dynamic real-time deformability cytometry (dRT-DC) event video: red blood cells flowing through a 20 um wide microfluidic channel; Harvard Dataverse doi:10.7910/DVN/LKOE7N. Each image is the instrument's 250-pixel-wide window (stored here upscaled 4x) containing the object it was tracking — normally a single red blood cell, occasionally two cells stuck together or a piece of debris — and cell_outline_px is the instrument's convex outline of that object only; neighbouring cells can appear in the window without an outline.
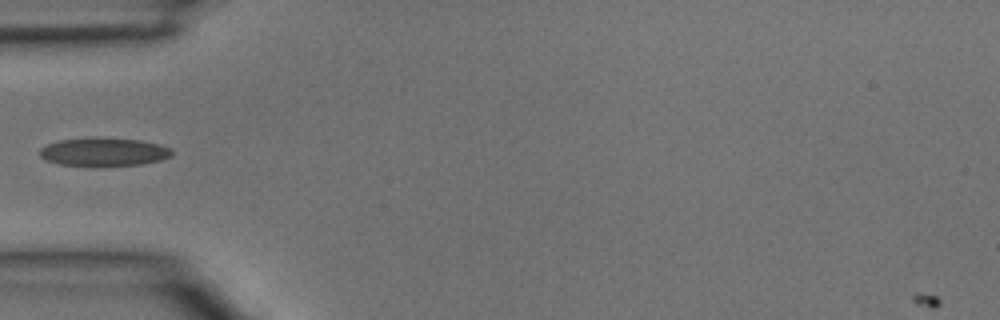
{"species": "common noctule bat (a hibernating species)", "species_latin": "Nyctalus noctula", "temperature_condition": "room temperature", "stored_images_in_passage": 3, "camera_frame_rate_fps": 3000, "um_per_image_px": 0.085, "animal": {"sex": "male", "body_mass_g": 15.6}, "frame": {"image": 1, "passage_image": 3, "time_ms": 0.667, "image_size_px": [1000, 320], "cell_outline_px": [[172, 156], [160, 160], [140, 164], [100, 168], [88, 168], [60, 164], [44, 160], [40, 156], [40, 148], [48, 144], [60, 140], [140, 140], [160, 144], [172, 148]], "centroid_in_image_um": [8.83, 12.99], "position_along_channel_um": 76.2, "area_um2": 21.68}}